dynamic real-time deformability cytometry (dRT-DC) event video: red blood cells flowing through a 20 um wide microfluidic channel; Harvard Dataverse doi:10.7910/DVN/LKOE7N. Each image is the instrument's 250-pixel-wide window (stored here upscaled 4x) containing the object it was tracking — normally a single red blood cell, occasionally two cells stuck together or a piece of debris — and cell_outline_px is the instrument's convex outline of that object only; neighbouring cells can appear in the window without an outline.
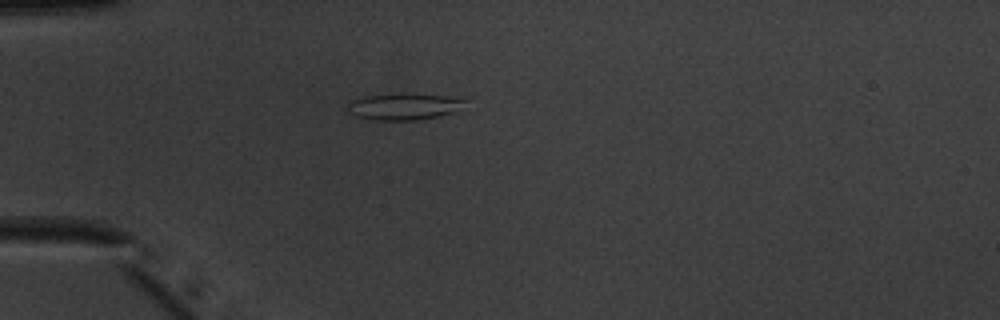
{"species": "common noctule bat (a hibernating species)", "species_latin": "Nyctalus noctula", "temperature_condition": "warm", "stored_images_in_passage": 33, "camera_frame_rate_fps": 3000, "um_per_image_px": 0.085, "animal": {"sex": "male", "body_mass_g": 20.1, "forearm_length_mm": 53.5}, "frame": {"image": 1, "passage_image": 1, "time_ms": 0.0, "image_size_px": [1000, 320], "cell_outline_px": [[464, 100], [452, 112], [440, 116], [416, 120], [376, 120], [356, 116], [348, 108], [348, 104], [352, 100], [364, 96], [400, 92], [412, 92], [444, 96]], "centroid_in_image_um": [34.25, 9.03], "position_along_channel_um": 50.7, "area_um2": 17.98}}
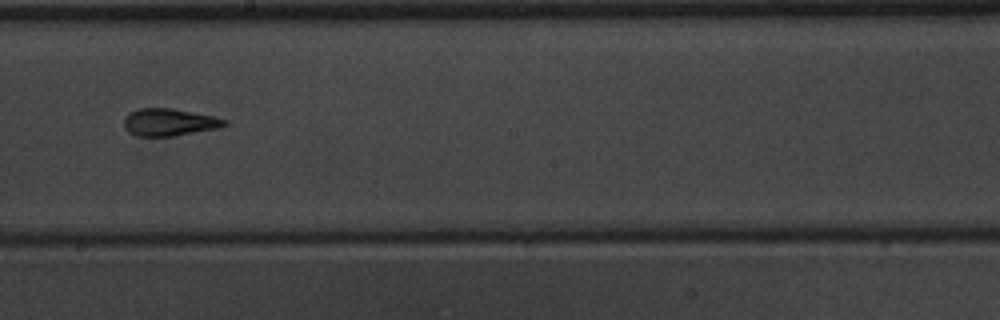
{"frame": {"image": 2, "passage_image": 16, "time_ms": 5.0, "image_size_px": [1000, 320], "cell_outline_px": [[228, 124], [220, 128], [172, 136], [136, 136], [128, 132], [124, 128], [124, 116], [128, 112], [140, 108], [172, 108], [212, 116], [228, 120]], "centroid_in_image_um": [14.36, 10.39], "position_along_channel_um": 233.8, "area_um2": 16.13}}
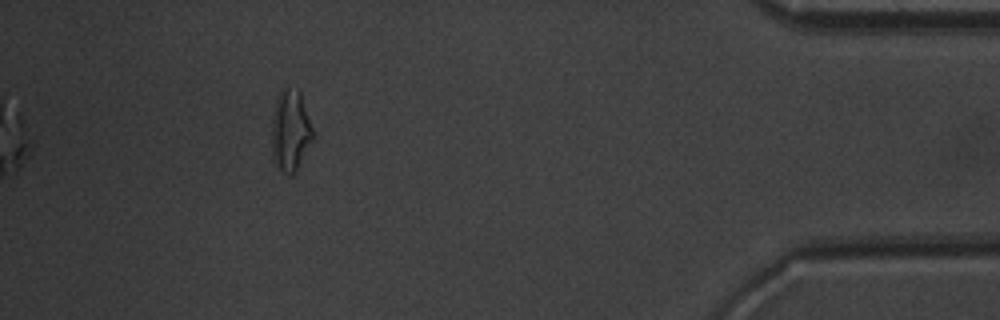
{"frame": {"image": 3, "passage_image": 33, "time_ms": 10.667, "image_size_px": [1000, 320], "cell_outline_px": [[316, 136], [296, 172], [292, 176], [288, 176], [272, 160], [272, 112], [280, 88], [284, 84], [300, 92], [316, 132]], "centroid_in_image_um": [24.72, 11.09], "position_along_channel_um": 410.5, "area_um2": 20.4}, "authors_computed_cell_mechanics": {"area_um2": 15.895, "velocity_mm_per_s": 3.974, "shape_relaxation_time_tau1_ms": 8.7944, "shape_relaxation_time_tau2_ms": 1.7291, "deformation_change_tau1": 0.2749, "deformation_change_tau2": 0.0868}}